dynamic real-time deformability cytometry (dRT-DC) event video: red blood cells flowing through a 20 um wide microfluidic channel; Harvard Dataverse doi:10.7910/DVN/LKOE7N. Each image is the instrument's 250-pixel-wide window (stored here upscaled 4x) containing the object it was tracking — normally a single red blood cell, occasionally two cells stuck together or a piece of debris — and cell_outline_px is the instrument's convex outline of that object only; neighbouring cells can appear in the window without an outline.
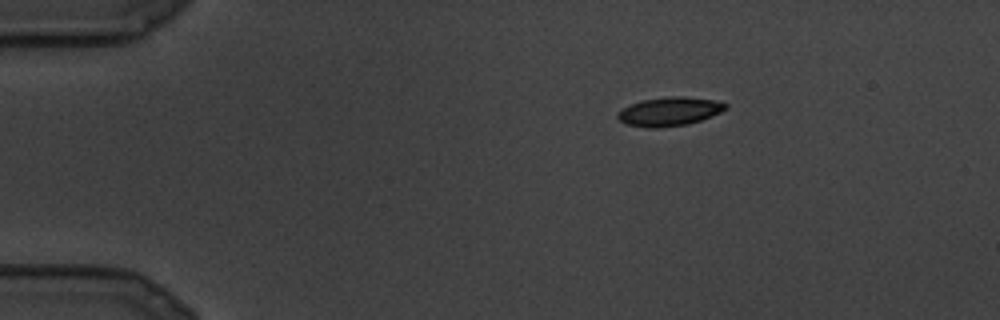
{"species": "common noctule bat (a hibernating species)", "species_latin": "Nyctalus noctula", "temperature_condition": "cold", "stored_images_in_passage": 6, "segment_of_instrument_passage": [1, 2], "camera_frame_rate_fps": 3000, "um_per_image_px": 0.085, "animal": {"sex": "male", "body_mass_g": 19.5, "forearm_length_mm": 54.6}, "frame": {"image": 1, "passage_image": 1, "time_ms": 0.0, "image_size_px": [1000, 320], "cell_outline_px": [[728, 108], [712, 116], [688, 124], [660, 128], [648, 128], [624, 124], [616, 116], [616, 112], [640, 100], [672, 96], [684, 96], [712, 100], [728, 104]], "centroid_in_image_um": [56.88, 9.49], "position_along_channel_um": 28.1, "area_um2": 18.15}}
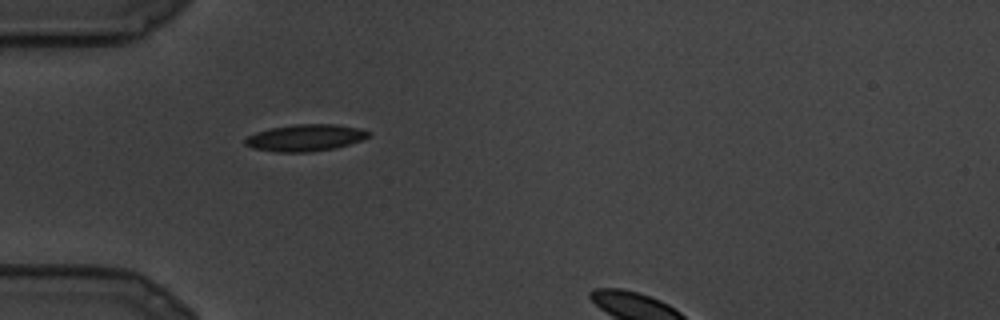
{"frame": {"image": 2, "passage_image": 5, "time_ms": 1.333, "image_size_px": [1000, 320], "cell_outline_px": [[372, 132], [368, 136], [360, 140], [336, 148], [312, 152], [276, 152], [252, 148], [244, 144], [244, 140], [248, 136], [256, 132], [268, 128], [296, 124], [336, 124], [360, 128]], "centroid_in_image_um": [25.93, 11.71], "position_along_channel_um": 59.1, "area_um2": 19.36}}